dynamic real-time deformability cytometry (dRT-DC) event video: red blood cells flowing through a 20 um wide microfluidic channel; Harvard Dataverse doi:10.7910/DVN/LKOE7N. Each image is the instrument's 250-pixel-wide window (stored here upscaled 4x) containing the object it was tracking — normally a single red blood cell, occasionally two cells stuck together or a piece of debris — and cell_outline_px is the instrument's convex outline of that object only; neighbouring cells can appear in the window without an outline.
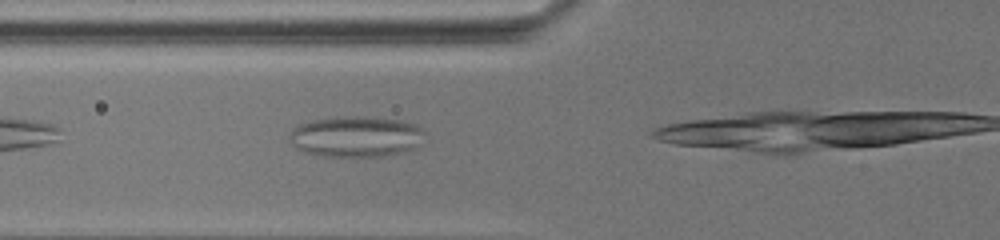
{"species": "common noctule bat (a hibernating species)", "species_latin": "Nyctalus noctula", "temperature_condition": "warm", "stored_images_in_passage": 11, "camera_frame_rate_fps": 3000, "um_per_image_px": 0.085, "animal": {"sex": "female", "body_mass_g": 19.5, "forearm_length_mm": 54.1}, "frame": {"image": 1, "passage_image": 6, "time_ms": 1.333, "image_size_px": [1000, 240], "cell_outline_px": [[424, 132], [420, 144], [412, 148], [400, 152], [384, 156], [324, 156], [304, 152], [296, 148], [292, 144], [288, 136], [292, 128], [300, 124], [312, 120], [348, 116], [368, 116], [400, 120], [416, 124]], "centroid_in_image_um": [30.23, 11.6], "position_along_channel_um": 95.6, "area_um2": 32.14}}